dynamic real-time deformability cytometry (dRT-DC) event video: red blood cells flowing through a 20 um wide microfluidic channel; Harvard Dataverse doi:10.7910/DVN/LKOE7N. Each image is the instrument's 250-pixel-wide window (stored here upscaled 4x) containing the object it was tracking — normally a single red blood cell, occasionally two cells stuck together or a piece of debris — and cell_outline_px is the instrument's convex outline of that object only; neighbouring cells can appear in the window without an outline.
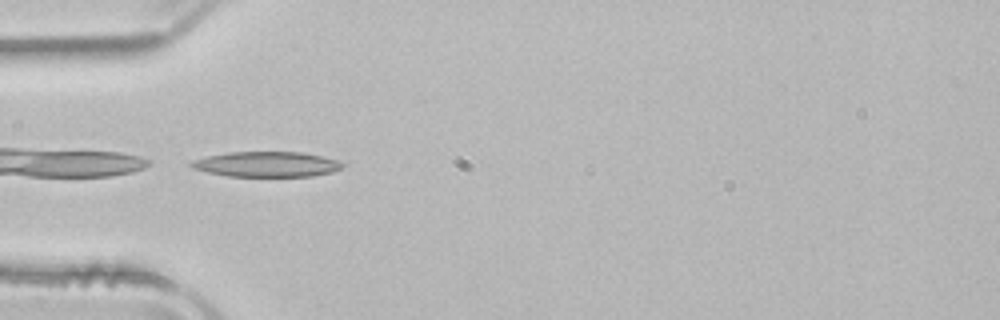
{"species": "common noctule bat (a hibernating species)", "species_latin": "Nyctalus noctula", "temperature_condition": "room temperature", "stored_images_in_passage": 20, "camera_frame_rate_fps": 3000, "um_per_image_px": 0.085, "animal": {"sex": "male", "body_mass_g": 21.5, "forearm_length_mm": 52.0}, "frame": {"image": 1, "passage_image": 1, "time_ms": 0.0, "image_size_px": [1000, 320], "cell_outline_px": [[344, 164], [340, 168], [332, 172], [312, 176], [228, 176], [208, 172], [192, 168], [188, 164], [192, 160], [208, 156], [228, 152], [300, 152], [340, 160]], "centroid_in_image_um": [22.65, 13.96], "position_along_channel_um": 62.3, "area_um2": 22.14}}
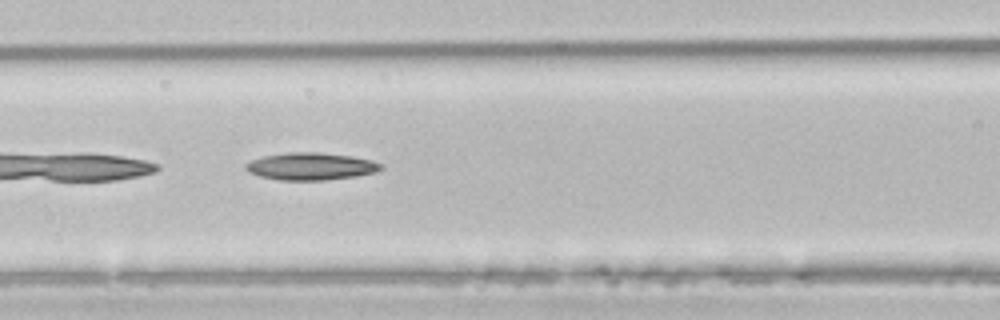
{"frame": {"image": 2, "passage_image": 7, "time_ms": 2.0, "image_size_px": [1000, 320], "cell_outline_px": [[384, 168], [376, 172], [356, 176], [324, 180], [280, 180], [260, 176], [244, 168], [244, 164], [252, 160], [264, 156], [288, 152], [320, 152], [352, 156], [372, 160], [380, 164]], "centroid_in_image_um": [26.44, 14.13], "position_along_channel_um": 140.2, "area_um2": 21.44}}
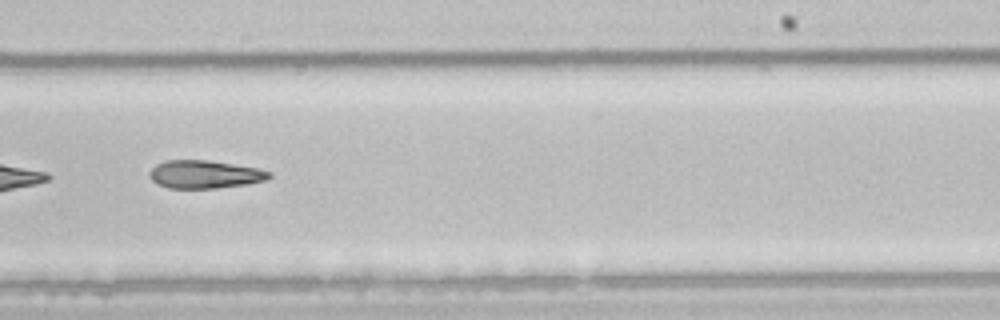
{"frame": {"image": 3, "passage_image": 17, "time_ms": 5.333, "image_size_px": [1000, 320], "cell_outline_px": [[272, 176], [268, 180], [248, 184], [216, 188], [168, 188], [156, 184], [148, 176], [148, 172], [156, 164], [164, 160], [208, 160], [260, 168], [272, 172]], "centroid_in_image_um": [17.42, 14.82], "position_along_channel_um": 271.6, "area_um2": 19.88}}